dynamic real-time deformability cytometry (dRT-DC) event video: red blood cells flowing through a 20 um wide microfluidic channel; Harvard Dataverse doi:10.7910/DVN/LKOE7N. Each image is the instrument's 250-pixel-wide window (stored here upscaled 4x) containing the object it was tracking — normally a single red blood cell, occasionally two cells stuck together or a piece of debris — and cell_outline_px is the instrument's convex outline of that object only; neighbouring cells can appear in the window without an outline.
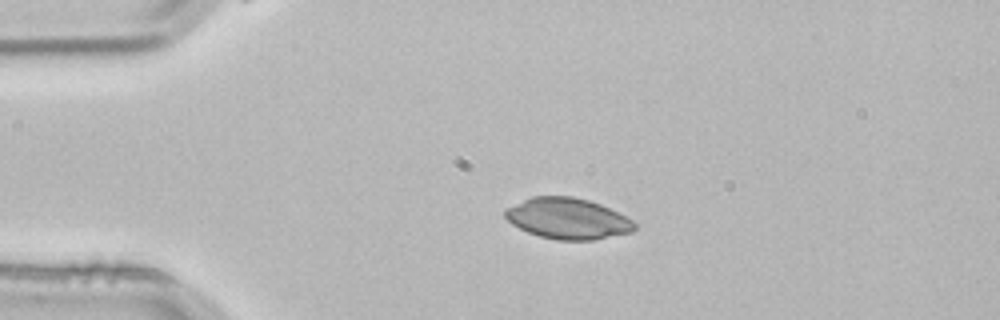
{"species": "common noctule bat (a hibernating species)", "species_latin": "Nyctalus noctula", "temperature_condition": "room temperature", "stored_images_in_passage": 5, "segment_of_instrument_passage": [1, 2], "camera_frame_rate_fps": 3000, "um_per_image_px": 0.085, "animal": {"sex": "male", "body_mass_g": 21.5, "forearm_length_mm": 52.0}, "frame": {"image": 1, "passage_image": 2, "time_ms": 0.333, "image_size_px": [1000, 320], "cell_outline_px": [[636, 228], [632, 232], [592, 240], [556, 240], [540, 236], [528, 232], [512, 224], [504, 216], [504, 208], [532, 196], [572, 196], [588, 200], [600, 204], [632, 220], [636, 224]], "centroid_in_image_um": [48.22, 18.57], "position_along_channel_um": 36.8, "area_um2": 30.81}}